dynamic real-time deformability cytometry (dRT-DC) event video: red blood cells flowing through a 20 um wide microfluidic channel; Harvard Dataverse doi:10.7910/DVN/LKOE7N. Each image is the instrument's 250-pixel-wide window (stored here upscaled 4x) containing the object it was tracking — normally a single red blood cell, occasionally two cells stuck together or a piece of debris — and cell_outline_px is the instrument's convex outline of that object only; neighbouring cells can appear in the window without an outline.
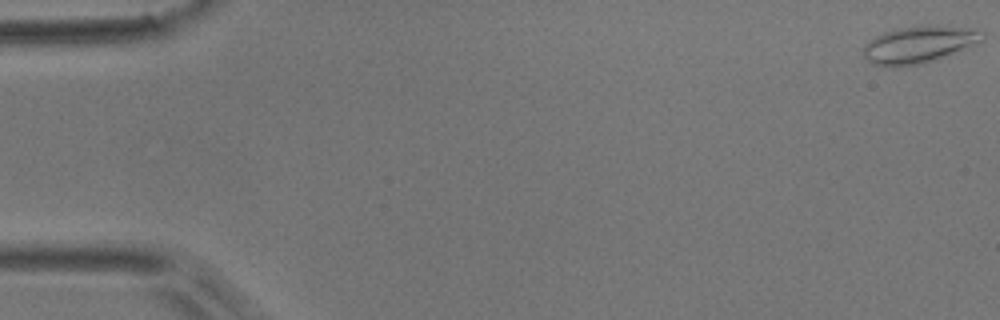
{"species": "common noctule bat (a hibernating species)", "species_latin": "Nyctalus noctula", "temperature_condition": "room temperature", "stored_images_in_passage": 55, "camera_frame_rate_fps": 3000, "um_per_image_px": 0.085, "animal": {"sex": "male", "body_mass_g": 17.9}, "frame": {"image": 1, "passage_image": 1, "time_ms": 0.0, "image_size_px": [1000, 320], "cell_outline_px": [[984, 40], [936, 60], [924, 64], [892, 68], [876, 64], [868, 60], [864, 56], [864, 44], [876, 36], [884, 32], [896, 28], [936, 24], [964, 28], [984, 32]], "centroid_in_image_um": [78.09, 3.79], "position_along_channel_um": 6.9, "area_um2": 25.72}}
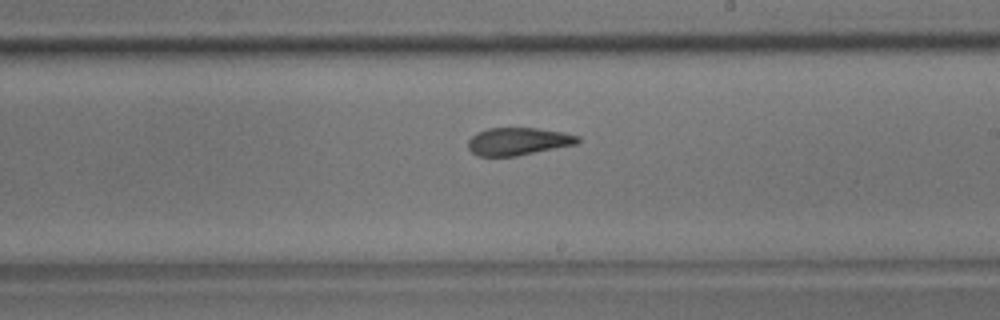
{"frame": {"image": 2, "passage_image": 32, "time_ms": 10.333, "image_size_px": [1000, 320], "cell_outline_px": [[580, 140], [576, 144], [516, 156], [476, 156], [468, 148], [468, 140], [472, 136], [488, 128], [536, 128], [564, 132], [580, 136]], "centroid_in_image_um": [44.05, 12.02], "position_along_channel_um": 245.0, "area_um2": 17.57}}
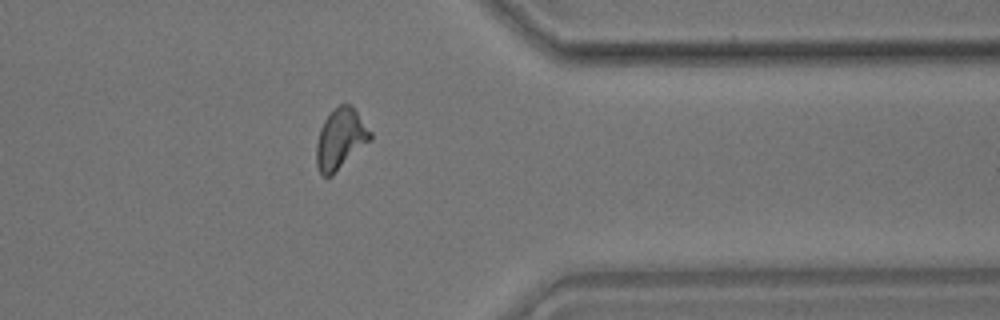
{"frame": {"image": 3, "passage_image": 44, "time_ms": 14.333, "image_size_px": [1000, 320], "cell_outline_px": [[372, 140], [332, 176], [324, 176], [320, 172], [316, 164], [316, 144], [320, 128], [324, 120], [340, 104], [352, 104], [372, 132]], "centroid_in_image_um": [28.97, 11.82], "position_along_channel_um": 382.4, "area_um2": 19.19}, "authors_computed_cell_mechanics": {"area_um2": 18.7272, "velocity_mm_per_s": 3.7036, "shape_relaxation_time_tau1_ms": 7.9944, "shape_relaxation_time_tau2_ms": 2.2521, "deformation_change_tau1": 0.2079, "deformation_change_tau2": 0.0778}}